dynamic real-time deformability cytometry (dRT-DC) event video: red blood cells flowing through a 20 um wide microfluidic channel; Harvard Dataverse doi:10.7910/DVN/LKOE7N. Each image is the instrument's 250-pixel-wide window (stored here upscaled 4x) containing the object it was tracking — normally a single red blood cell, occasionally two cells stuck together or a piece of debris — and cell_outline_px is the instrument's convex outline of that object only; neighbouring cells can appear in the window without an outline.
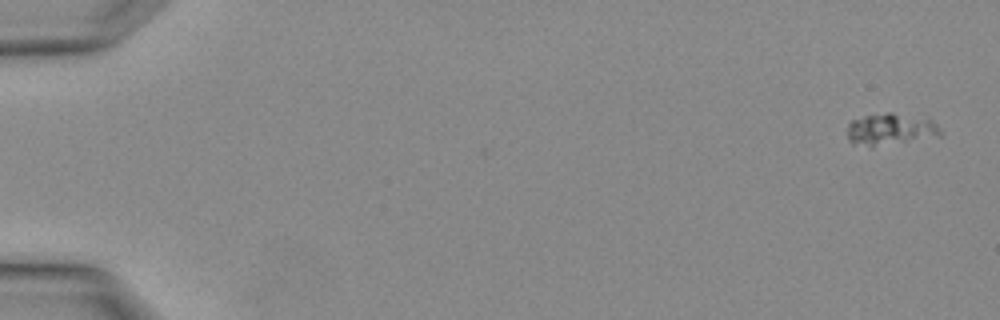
{"species": "Egyptian fruit bat (a non-hibernating species)", "species_latin": "Rousettus aegyptiacus", "temperature_condition": "warm", "stored_images_in_passage": 4, "segment_of_instrument_passage": [1, 2], "camera_frame_rate_fps": 3000, "um_per_image_px": 0.085, "animal": {"sex": "female"}, "frame": {"image": 1, "passage_image": 1, "time_ms": 0.0, "image_size_px": [1000, 320], "cell_outline_px": [[940, 136], [872, 148], [852, 144], [848, 140], [848, 124], [852, 120], [864, 116], [888, 112], [892, 112], [928, 116], [940, 128]], "centroid_in_image_um": [75.71, 10.99], "position_along_channel_um": 9.3, "area_um2": 17.98}}
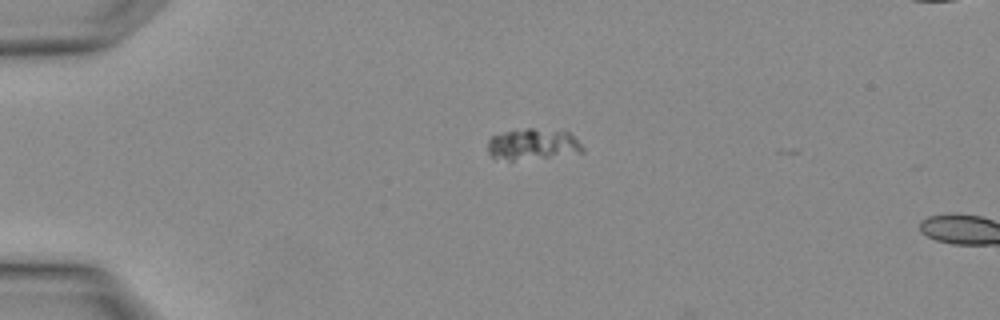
{"frame": {"image": 2, "passage_image": 3, "time_ms": 0.667, "image_size_px": [1000, 320], "cell_outline_px": [[584, 152], [512, 160], [508, 160], [492, 156], [488, 152], [488, 140], [492, 136], [504, 132], [528, 128], [532, 128], [568, 132], [584, 148]], "centroid_in_image_um": [45.26, 12.25], "position_along_channel_um": 39.7, "area_um2": 16.65}}